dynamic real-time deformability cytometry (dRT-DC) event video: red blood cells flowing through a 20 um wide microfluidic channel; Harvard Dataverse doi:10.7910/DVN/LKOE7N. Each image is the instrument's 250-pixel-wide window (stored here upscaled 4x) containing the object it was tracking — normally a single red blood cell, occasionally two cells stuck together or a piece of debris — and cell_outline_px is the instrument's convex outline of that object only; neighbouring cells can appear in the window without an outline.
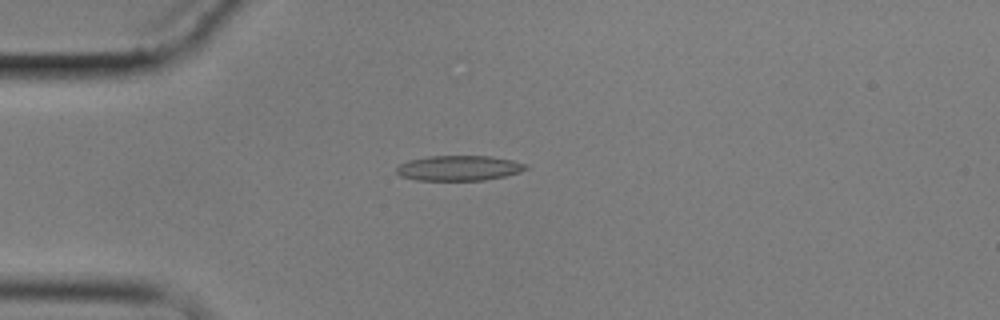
{"species": "common noctule bat (a hibernating species)", "species_latin": "Nyctalus noctula", "temperature_condition": "cold", "stored_images_in_passage": 7, "camera_frame_rate_fps": 3000, "um_per_image_px": 0.085, "animal": {"sex": "male", "body_mass_g": 17.9}, "frame": {"image": 1, "passage_image": 2, "time_ms": 1.333, "image_size_px": [1000, 320], "cell_outline_px": [[528, 168], [520, 172], [504, 176], [484, 180], [416, 180], [400, 176], [396, 172], [396, 168], [400, 164], [408, 160], [428, 156], [488, 156], [512, 160], [528, 164]], "centroid_in_image_um": [39.0, 14.28], "position_along_channel_um": 46.0, "area_um2": 18.96}}
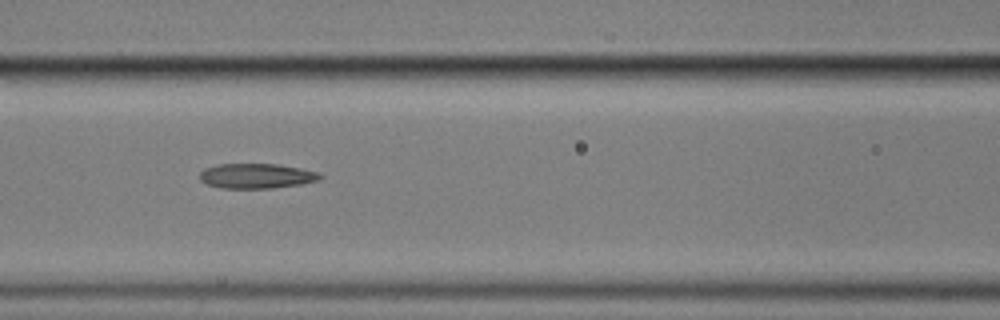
{"frame": {"image": 2, "passage_image": 5, "time_ms": 4.667, "image_size_px": [1000, 320], "cell_outline_px": [[324, 176], [320, 180], [300, 184], [272, 188], [220, 188], [208, 184], [200, 180], [200, 172], [204, 168], [216, 164], [280, 164], [320, 172]], "centroid_in_image_um": [21.83, 14.95], "position_along_channel_um": 144.8, "area_um2": 17.63}}
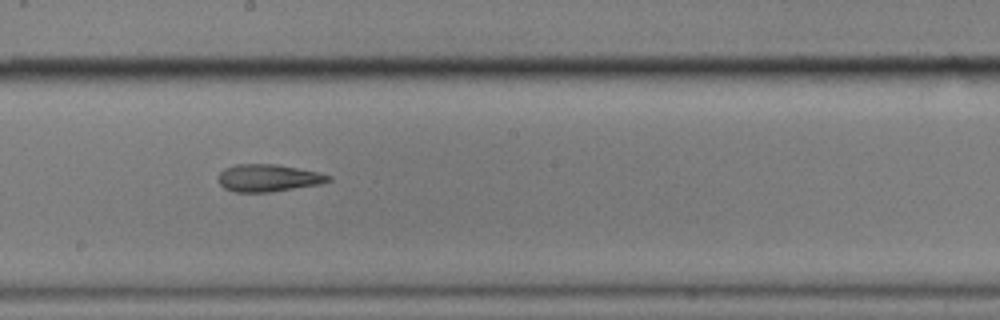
{"frame": {"image": 3, "passage_image": 7, "time_ms": 7.0, "image_size_px": [1000, 320], "cell_outline_px": [[332, 180], [320, 184], [268, 192], [232, 192], [224, 188], [216, 180], [216, 176], [224, 168], [236, 164], [276, 164], [316, 172], [332, 176]], "centroid_in_image_um": [22.73, 15.13], "position_along_channel_um": 225.5, "area_um2": 17.57}}